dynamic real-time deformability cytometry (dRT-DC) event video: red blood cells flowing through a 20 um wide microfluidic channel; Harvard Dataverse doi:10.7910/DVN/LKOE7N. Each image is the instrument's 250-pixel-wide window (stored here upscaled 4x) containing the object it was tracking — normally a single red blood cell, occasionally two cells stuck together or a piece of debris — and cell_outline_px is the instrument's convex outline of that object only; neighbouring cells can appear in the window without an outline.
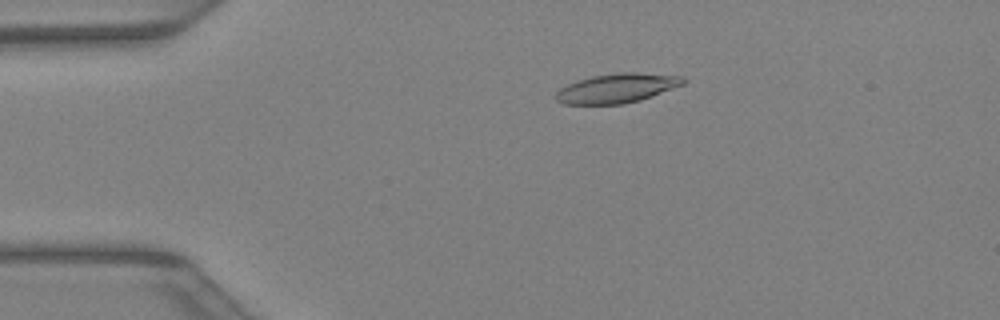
{"species": "Egyptian fruit bat (a non-hibernating species)", "species_latin": "Rousettus aegyptiacus", "temperature_condition": "warm", "stored_images_in_passage": 42, "camera_frame_rate_fps": 3000, "um_per_image_px": 0.085, "animal": {"sex": "female"}, "frame": {"image": 1, "passage_image": 9, "time_ms": 2.667, "image_size_px": [1000, 320], "cell_outline_px": [[688, 80], [684, 84], [640, 100], [624, 104], [564, 104], [556, 100], [556, 92], [560, 88], [576, 80], [592, 76], [620, 72], [636, 72], [684, 76]], "centroid_in_image_um": [52.46, 7.49], "position_along_channel_um": 32.5, "area_um2": 21.85}}
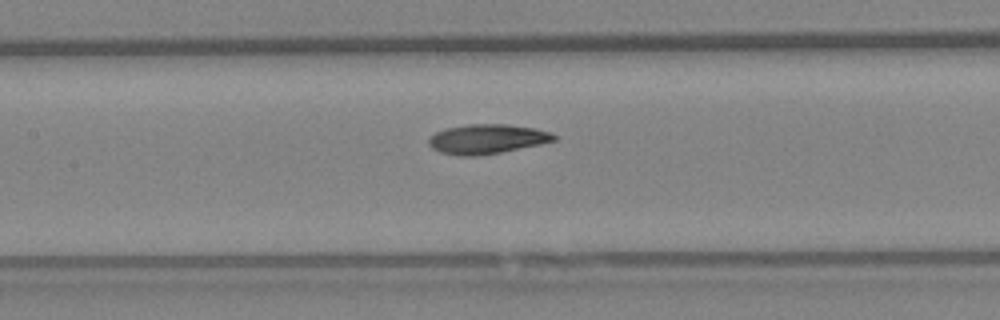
{"frame": {"image": 2, "passage_image": 20, "time_ms": 6.333, "image_size_px": [1000, 320], "cell_outline_px": [[556, 140], [540, 144], [500, 152], [472, 156], [460, 156], [440, 152], [432, 148], [428, 144], [428, 140], [436, 132], [444, 128], [468, 124], [508, 124], [536, 128], [552, 132], [556, 136]], "centroid_in_image_um": [41.4, 11.8], "position_along_channel_um": 166.0, "area_um2": 21.56}}
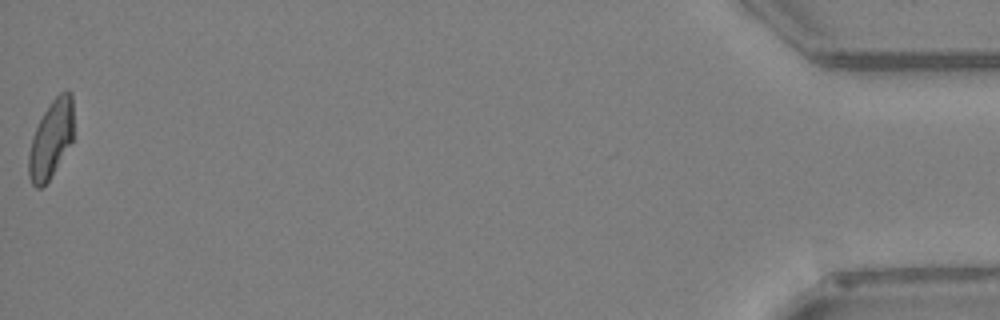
{"frame": {"image": 3, "passage_image": 42, "time_ms": 13.667, "image_size_px": [1000, 320], "cell_outline_px": [[72, 140], [48, 180], [40, 188], [36, 188], [32, 184], [28, 176], [28, 152], [32, 136], [44, 112], [52, 100], [60, 92], [68, 88], [72, 92]], "centroid_in_image_um": [4.31, 11.8], "position_along_channel_um": 430.9, "area_um2": 20.0}}